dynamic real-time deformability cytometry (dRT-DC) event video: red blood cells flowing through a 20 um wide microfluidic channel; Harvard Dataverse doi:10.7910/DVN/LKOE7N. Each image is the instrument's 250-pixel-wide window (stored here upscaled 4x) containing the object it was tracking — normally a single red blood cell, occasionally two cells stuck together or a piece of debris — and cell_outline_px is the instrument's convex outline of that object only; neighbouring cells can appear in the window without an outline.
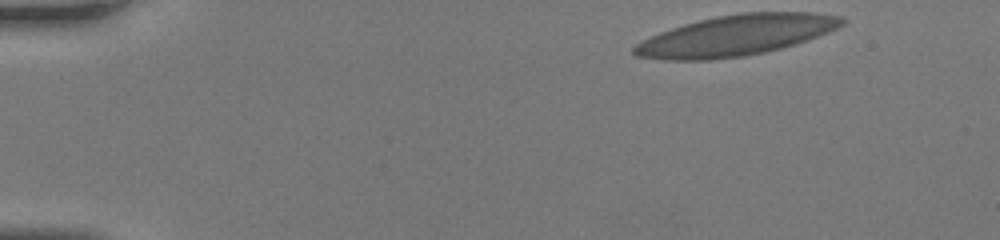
{"species": "human", "species_latin": "Homo sapiens", "temperature_condition": "room temperature", "stored_images_in_passage": 42, "camera_frame_rate_fps": 3000, "um_per_image_px": 0.085, "donor": {"sex": "female"}, "frame": {"image": 1, "passage_image": 1, "time_ms": 0.0, "image_size_px": [1000, 240], "cell_outline_px": [[844, 24], [828, 32], [796, 44], [764, 52], [744, 56], [708, 60], [664, 60], [636, 56], [632, 52], [632, 48], [636, 44], [660, 32], [684, 24], [716, 16], [740, 12], [812, 12], [844, 16]], "centroid_in_image_um": [62.57, 3.0], "position_along_channel_um": 22.4, "area_um2": 49.07}}
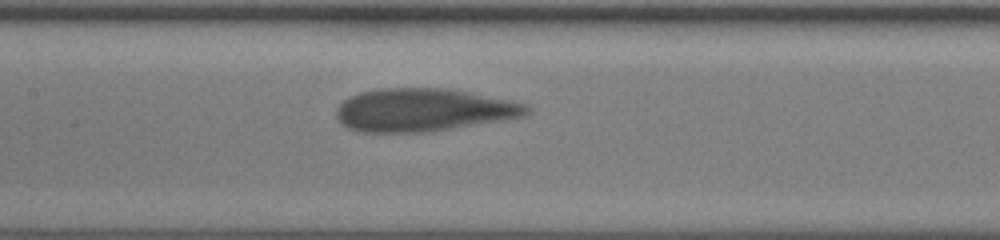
{"frame": {"image": 2, "passage_image": 19, "time_ms": 6.0, "image_size_px": [1000, 240], "cell_outline_px": [[528, 112], [524, 116], [500, 120], [424, 132], [360, 132], [348, 128], [340, 124], [336, 116], [336, 108], [344, 100], [360, 92], [380, 88], [448, 88], [528, 104]], "centroid_in_image_um": [35.91, 9.34], "position_along_channel_um": 171.5, "area_um2": 47.16}}
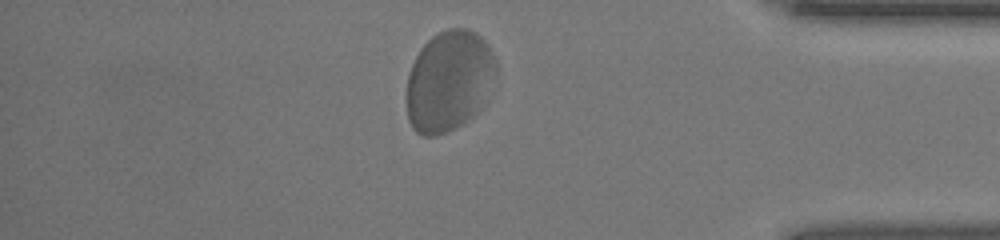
{"frame": {"image": 3, "passage_image": 36, "time_ms": 11.667, "image_size_px": [1000, 240], "cell_outline_px": [[496, 76], [480, 108], [472, 116], [460, 124], [436, 136], [424, 136], [416, 132], [412, 128], [408, 120], [408, 76], [412, 64], [420, 48], [436, 32], [448, 28], [468, 28], [476, 32], [488, 44], [496, 60]], "centroid_in_image_um": [38.17, 6.84], "position_along_channel_um": 397.0, "area_um2": 52.37}}